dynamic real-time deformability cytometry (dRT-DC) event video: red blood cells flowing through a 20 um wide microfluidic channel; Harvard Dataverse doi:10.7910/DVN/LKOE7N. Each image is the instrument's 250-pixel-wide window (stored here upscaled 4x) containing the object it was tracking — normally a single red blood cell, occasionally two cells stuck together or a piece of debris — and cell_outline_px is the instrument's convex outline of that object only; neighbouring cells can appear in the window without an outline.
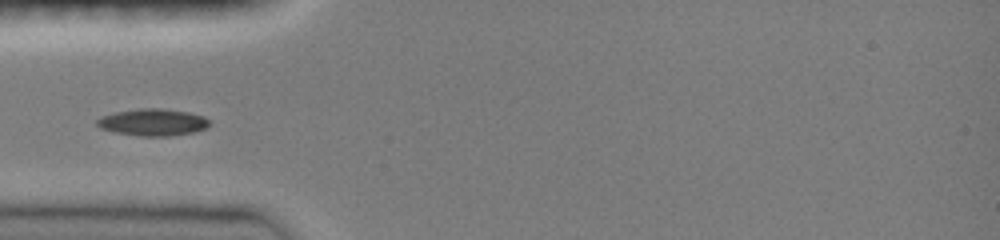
{"species": "common noctule bat (a hibernating species)", "species_latin": "Nyctalus noctula", "temperature_condition": "room temperature", "stored_images_in_passage": 42, "camera_frame_rate_fps": 3000, "um_per_image_px": 0.085, "animal": {"sex": "female", "body_mass_g": 19.0, "forearm_length_mm": 51.5}, "frame": {"image": 1, "passage_image": 1, "time_ms": 0.0, "image_size_px": [1000, 240], "cell_outline_px": [[208, 128], [192, 132], [168, 136], [140, 136], [116, 132], [100, 128], [96, 124], [96, 120], [100, 116], [116, 112], [140, 108], [164, 108], [188, 112], [204, 116], [208, 120]], "centroid_in_image_um": [12.98, 10.38], "position_along_channel_um": 72.0, "area_um2": 17.63}}
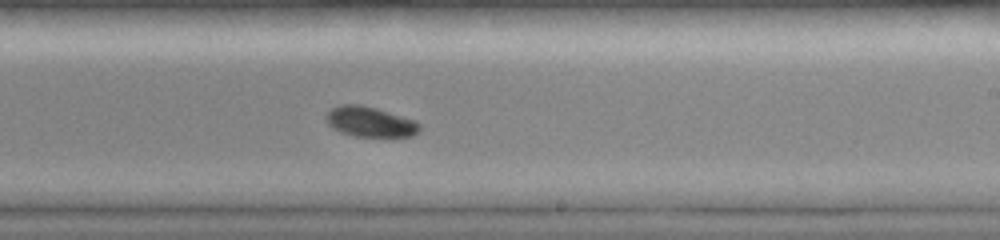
{"frame": {"image": 2, "passage_image": 20, "time_ms": 4.667, "image_size_px": [1000, 240], "cell_outline_px": [[420, 128], [412, 136], [356, 136], [340, 132], [328, 124], [324, 116], [332, 108], [340, 104], [360, 104], [376, 108], [416, 120], [420, 124]], "centroid_in_image_um": [31.44, 10.33], "position_along_channel_um": 257.6, "area_um2": 16.36}}
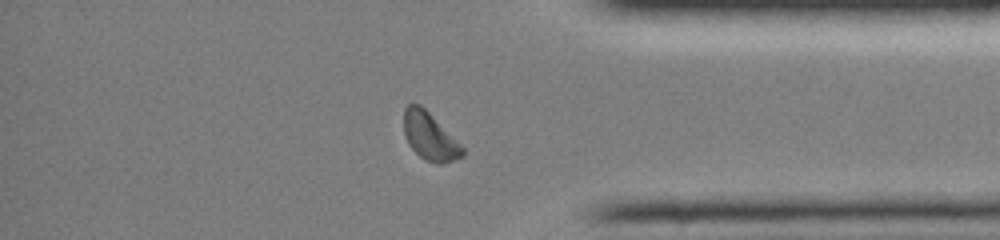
{"frame": {"image": 3, "passage_image": 32, "time_ms": 8.333, "image_size_px": [1000, 240], "cell_outline_px": [[464, 156], [444, 164], [440, 164], [424, 160], [408, 144], [404, 136], [404, 108], [408, 104], [420, 104], [464, 148]], "centroid_in_image_um": [36.51, 11.61], "position_along_channel_um": 398.7, "area_um2": 16.07}}